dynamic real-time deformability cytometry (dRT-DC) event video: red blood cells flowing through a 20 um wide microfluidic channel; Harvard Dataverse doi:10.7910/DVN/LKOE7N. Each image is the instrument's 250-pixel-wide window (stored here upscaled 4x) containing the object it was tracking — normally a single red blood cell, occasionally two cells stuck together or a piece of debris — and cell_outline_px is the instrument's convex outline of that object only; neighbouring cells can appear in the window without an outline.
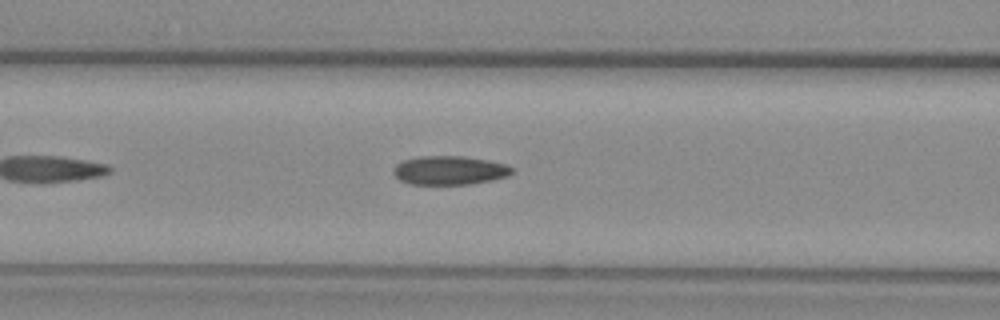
{"species": "common noctule bat (a hibernating species)", "species_latin": "Nyctalus noctula", "temperature_condition": "warm", "stored_images_in_passage": 40, "camera_frame_rate_fps": 3000, "um_per_image_px": 0.085, "animal": {"sex": "female", "body_mass_g": 29.2, "forearm_length_mm": 56.3}, "frame": {"image": 1, "passage_image": 9, "time_ms": 2.667, "image_size_px": [1000, 320], "cell_outline_px": [[512, 172], [508, 176], [492, 180], [468, 184], [408, 184], [400, 180], [392, 172], [392, 168], [396, 164], [404, 160], [420, 156], [464, 156], [488, 160], [504, 164], [512, 168]], "centroid_in_image_um": [38.17, 14.48], "position_along_channel_um": 128.4, "area_um2": 19.88}}
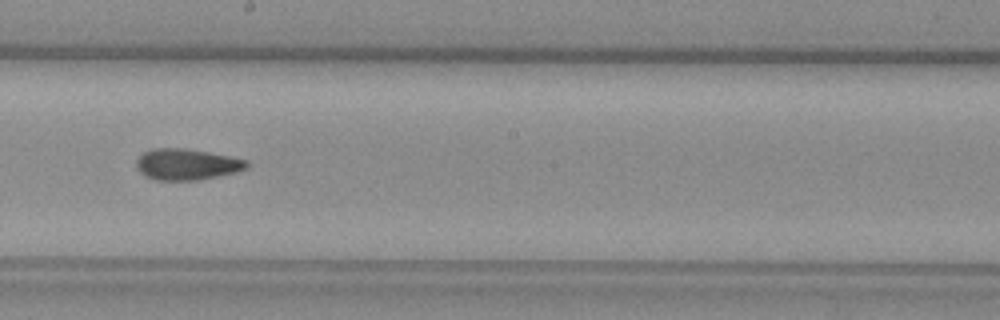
{"frame": {"image": 2, "passage_image": 17, "time_ms": 5.333, "image_size_px": [1000, 320], "cell_outline_px": [[248, 168], [236, 172], [200, 180], [156, 180], [144, 176], [136, 168], [136, 160], [144, 152], [152, 148], [184, 148], [208, 152], [248, 160]], "centroid_in_image_um": [15.86, 13.97], "position_along_channel_um": 232.3, "area_um2": 20.11}}
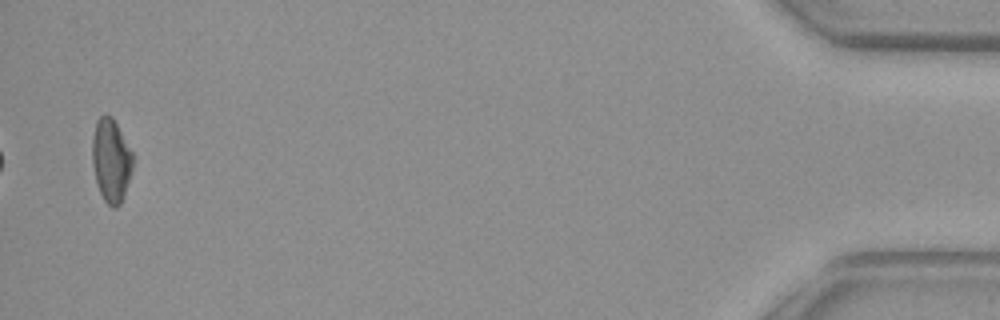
{"frame": {"image": 3, "passage_image": 39, "time_ms": 12.667, "image_size_px": [1000, 320], "cell_outline_px": [[132, 168], [120, 204], [116, 208], [112, 208], [104, 200], [100, 192], [96, 180], [92, 164], [92, 136], [96, 120], [104, 112], [112, 116], [132, 152]], "centroid_in_image_um": [9.41, 13.58], "position_along_channel_um": 425.8, "area_um2": 19.54}, "authors_computed_cell_mechanics": {"area_um2": 19.8543, "velocity_mm_per_s": 3.9042, "shape_relaxation_time_tau1_ms": null, "shape_relaxation_time_tau2_ms": 3.208, "deformation_change_tau1": null, "deformation_change_tau2": 0.1001}}